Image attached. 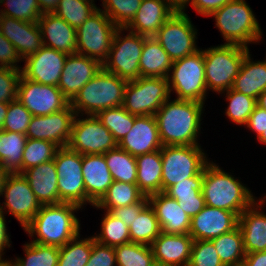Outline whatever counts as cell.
<instances>
[{"instance_id":"6da1fadb","label":"cell","mask_w":266,"mask_h":266,"mask_svg":"<svg viewBox=\"0 0 266 266\" xmlns=\"http://www.w3.org/2000/svg\"><path fill=\"white\" fill-rule=\"evenodd\" d=\"M204 104L170 98L155 114L163 146L199 145Z\"/></svg>"},{"instance_id":"7a4b0ae2","label":"cell","mask_w":266,"mask_h":266,"mask_svg":"<svg viewBox=\"0 0 266 266\" xmlns=\"http://www.w3.org/2000/svg\"><path fill=\"white\" fill-rule=\"evenodd\" d=\"M81 207L73 203L42 205L32 221L24 228L41 245L62 247L80 233L76 211Z\"/></svg>"},{"instance_id":"3957f363","label":"cell","mask_w":266,"mask_h":266,"mask_svg":"<svg viewBox=\"0 0 266 266\" xmlns=\"http://www.w3.org/2000/svg\"><path fill=\"white\" fill-rule=\"evenodd\" d=\"M202 194L205 205L229 210L238 216L256 201L240 180L222 170L213 161L204 167Z\"/></svg>"},{"instance_id":"277c9868","label":"cell","mask_w":266,"mask_h":266,"mask_svg":"<svg viewBox=\"0 0 266 266\" xmlns=\"http://www.w3.org/2000/svg\"><path fill=\"white\" fill-rule=\"evenodd\" d=\"M127 83L102 67L70 101V106L80 116L96 115L101 110L121 106Z\"/></svg>"},{"instance_id":"5b68a950","label":"cell","mask_w":266,"mask_h":266,"mask_svg":"<svg viewBox=\"0 0 266 266\" xmlns=\"http://www.w3.org/2000/svg\"><path fill=\"white\" fill-rule=\"evenodd\" d=\"M210 16L215 18V27L226 44L248 47L249 43H259L262 39L260 24L245 0H232Z\"/></svg>"},{"instance_id":"8992f818","label":"cell","mask_w":266,"mask_h":266,"mask_svg":"<svg viewBox=\"0 0 266 266\" xmlns=\"http://www.w3.org/2000/svg\"><path fill=\"white\" fill-rule=\"evenodd\" d=\"M248 52V47L226 43L203 50L207 90L225 93L232 88Z\"/></svg>"},{"instance_id":"52a82bcc","label":"cell","mask_w":266,"mask_h":266,"mask_svg":"<svg viewBox=\"0 0 266 266\" xmlns=\"http://www.w3.org/2000/svg\"><path fill=\"white\" fill-rule=\"evenodd\" d=\"M167 80L170 94L174 90L176 99L205 104L207 85L203 50L173 61Z\"/></svg>"},{"instance_id":"ba28073f","label":"cell","mask_w":266,"mask_h":266,"mask_svg":"<svg viewBox=\"0 0 266 266\" xmlns=\"http://www.w3.org/2000/svg\"><path fill=\"white\" fill-rule=\"evenodd\" d=\"M162 192L198 175L209 162L200 145L162 146Z\"/></svg>"},{"instance_id":"9c48e42d","label":"cell","mask_w":266,"mask_h":266,"mask_svg":"<svg viewBox=\"0 0 266 266\" xmlns=\"http://www.w3.org/2000/svg\"><path fill=\"white\" fill-rule=\"evenodd\" d=\"M124 30L118 28L115 31L108 58L102 66L119 78L132 81L140 77L139 60L147 36L129 31L122 37Z\"/></svg>"},{"instance_id":"30bf717a","label":"cell","mask_w":266,"mask_h":266,"mask_svg":"<svg viewBox=\"0 0 266 266\" xmlns=\"http://www.w3.org/2000/svg\"><path fill=\"white\" fill-rule=\"evenodd\" d=\"M169 98L167 78L139 77L128 81L122 106L136 116L155 115Z\"/></svg>"},{"instance_id":"8fae6325","label":"cell","mask_w":266,"mask_h":266,"mask_svg":"<svg viewBox=\"0 0 266 266\" xmlns=\"http://www.w3.org/2000/svg\"><path fill=\"white\" fill-rule=\"evenodd\" d=\"M117 29L110 18L98 8L76 29V53L103 64L108 58L112 39Z\"/></svg>"},{"instance_id":"7c38bea8","label":"cell","mask_w":266,"mask_h":266,"mask_svg":"<svg viewBox=\"0 0 266 266\" xmlns=\"http://www.w3.org/2000/svg\"><path fill=\"white\" fill-rule=\"evenodd\" d=\"M58 175L59 201L73 203L83 209L86 191L82 174V154L68 146L59 147L54 157Z\"/></svg>"},{"instance_id":"4fadbf2b","label":"cell","mask_w":266,"mask_h":266,"mask_svg":"<svg viewBox=\"0 0 266 266\" xmlns=\"http://www.w3.org/2000/svg\"><path fill=\"white\" fill-rule=\"evenodd\" d=\"M184 11H175L153 36L173 61L197 52V29Z\"/></svg>"},{"instance_id":"5bb4252c","label":"cell","mask_w":266,"mask_h":266,"mask_svg":"<svg viewBox=\"0 0 266 266\" xmlns=\"http://www.w3.org/2000/svg\"><path fill=\"white\" fill-rule=\"evenodd\" d=\"M76 114L68 147L82 155L104 154L118 146L112 133L100 122L96 115L86 118Z\"/></svg>"},{"instance_id":"9a60e30c","label":"cell","mask_w":266,"mask_h":266,"mask_svg":"<svg viewBox=\"0 0 266 266\" xmlns=\"http://www.w3.org/2000/svg\"><path fill=\"white\" fill-rule=\"evenodd\" d=\"M5 201L0 203V209L11 213L23 229L32 221L42 206L30 188L28 180L20 173H9L1 192ZM4 207V208H3Z\"/></svg>"},{"instance_id":"2e32d148","label":"cell","mask_w":266,"mask_h":266,"mask_svg":"<svg viewBox=\"0 0 266 266\" xmlns=\"http://www.w3.org/2000/svg\"><path fill=\"white\" fill-rule=\"evenodd\" d=\"M17 100L33 116L49 115L65 109L70 104L57 86L41 84L26 79L23 75L18 84Z\"/></svg>"},{"instance_id":"e0dca14e","label":"cell","mask_w":266,"mask_h":266,"mask_svg":"<svg viewBox=\"0 0 266 266\" xmlns=\"http://www.w3.org/2000/svg\"><path fill=\"white\" fill-rule=\"evenodd\" d=\"M76 116L70 104L63 110L45 116H33L26 132L27 138L47 140L58 147H66L71 138Z\"/></svg>"},{"instance_id":"ac0fdd59","label":"cell","mask_w":266,"mask_h":266,"mask_svg":"<svg viewBox=\"0 0 266 266\" xmlns=\"http://www.w3.org/2000/svg\"><path fill=\"white\" fill-rule=\"evenodd\" d=\"M68 54L43 46L37 53L27 56L22 75L29 80L58 86Z\"/></svg>"},{"instance_id":"d6986e66","label":"cell","mask_w":266,"mask_h":266,"mask_svg":"<svg viewBox=\"0 0 266 266\" xmlns=\"http://www.w3.org/2000/svg\"><path fill=\"white\" fill-rule=\"evenodd\" d=\"M238 218L235 212L205 205L191 218L189 235L193 240H212L235 229Z\"/></svg>"},{"instance_id":"ffe728a7","label":"cell","mask_w":266,"mask_h":266,"mask_svg":"<svg viewBox=\"0 0 266 266\" xmlns=\"http://www.w3.org/2000/svg\"><path fill=\"white\" fill-rule=\"evenodd\" d=\"M102 67L99 61L85 55L78 53L69 54L57 87L71 101Z\"/></svg>"},{"instance_id":"44dd1931","label":"cell","mask_w":266,"mask_h":266,"mask_svg":"<svg viewBox=\"0 0 266 266\" xmlns=\"http://www.w3.org/2000/svg\"><path fill=\"white\" fill-rule=\"evenodd\" d=\"M0 31L14 45L23 61L44 46L38 22H25L0 15Z\"/></svg>"},{"instance_id":"7402d4cb","label":"cell","mask_w":266,"mask_h":266,"mask_svg":"<svg viewBox=\"0 0 266 266\" xmlns=\"http://www.w3.org/2000/svg\"><path fill=\"white\" fill-rule=\"evenodd\" d=\"M118 146L137 157L162 148L155 115L136 116L132 129Z\"/></svg>"},{"instance_id":"603a6c76","label":"cell","mask_w":266,"mask_h":266,"mask_svg":"<svg viewBox=\"0 0 266 266\" xmlns=\"http://www.w3.org/2000/svg\"><path fill=\"white\" fill-rule=\"evenodd\" d=\"M82 174L86 203L94 206L106 194L113 182L104 154L82 155Z\"/></svg>"},{"instance_id":"cb8c5ba5","label":"cell","mask_w":266,"mask_h":266,"mask_svg":"<svg viewBox=\"0 0 266 266\" xmlns=\"http://www.w3.org/2000/svg\"><path fill=\"white\" fill-rule=\"evenodd\" d=\"M159 221L161 231L168 234H189L191 217L179 206L177 200L164 192L148 197Z\"/></svg>"},{"instance_id":"d4e9b609","label":"cell","mask_w":266,"mask_h":266,"mask_svg":"<svg viewBox=\"0 0 266 266\" xmlns=\"http://www.w3.org/2000/svg\"><path fill=\"white\" fill-rule=\"evenodd\" d=\"M265 201L266 195L239 215L238 227L246 253L266 251V215L260 211Z\"/></svg>"},{"instance_id":"484cf974","label":"cell","mask_w":266,"mask_h":266,"mask_svg":"<svg viewBox=\"0 0 266 266\" xmlns=\"http://www.w3.org/2000/svg\"><path fill=\"white\" fill-rule=\"evenodd\" d=\"M193 242L189 234L161 232L151 245L154 260L169 266H188Z\"/></svg>"},{"instance_id":"4316f807","label":"cell","mask_w":266,"mask_h":266,"mask_svg":"<svg viewBox=\"0 0 266 266\" xmlns=\"http://www.w3.org/2000/svg\"><path fill=\"white\" fill-rule=\"evenodd\" d=\"M38 24L45 47L68 55L76 53V29L71 27L63 18L54 13H45L39 18Z\"/></svg>"},{"instance_id":"83f0119b","label":"cell","mask_w":266,"mask_h":266,"mask_svg":"<svg viewBox=\"0 0 266 266\" xmlns=\"http://www.w3.org/2000/svg\"><path fill=\"white\" fill-rule=\"evenodd\" d=\"M175 11L166 0H142L135 17L125 30L152 37Z\"/></svg>"},{"instance_id":"f1b7e54d","label":"cell","mask_w":266,"mask_h":266,"mask_svg":"<svg viewBox=\"0 0 266 266\" xmlns=\"http://www.w3.org/2000/svg\"><path fill=\"white\" fill-rule=\"evenodd\" d=\"M23 176L28 180L41 205L60 204L58 191V175L54 160L25 170Z\"/></svg>"},{"instance_id":"f546056e","label":"cell","mask_w":266,"mask_h":266,"mask_svg":"<svg viewBox=\"0 0 266 266\" xmlns=\"http://www.w3.org/2000/svg\"><path fill=\"white\" fill-rule=\"evenodd\" d=\"M231 89L257 100L260 94L266 90V59L254 62L248 52Z\"/></svg>"},{"instance_id":"4dcf8cb0","label":"cell","mask_w":266,"mask_h":266,"mask_svg":"<svg viewBox=\"0 0 266 266\" xmlns=\"http://www.w3.org/2000/svg\"><path fill=\"white\" fill-rule=\"evenodd\" d=\"M137 183L139 190L147 197L162 192V157L156 150L136 157Z\"/></svg>"},{"instance_id":"1f68e13d","label":"cell","mask_w":266,"mask_h":266,"mask_svg":"<svg viewBox=\"0 0 266 266\" xmlns=\"http://www.w3.org/2000/svg\"><path fill=\"white\" fill-rule=\"evenodd\" d=\"M172 60L160 43L152 36L146 37L139 60L140 77L167 78Z\"/></svg>"},{"instance_id":"d6a6232c","label":"cell","mask_w":266,"mask_h":266,"mask_svg":"<svg viewBox=\"0 0 266 266\" xmlns=\"http://www.w3.org/2000/svg\"><path fill=\"white\" fill-rule=\"evenodd\" d=\"M25 134L0 130V165L8 173L22 174Z\"/></svg>"},{"instance_id":"836d02e7","label":"cell","mask_w":266,"mask_h":266,"mask_svg":"<svg viewBox=\"0 0 266 266\" xmlns=\"http://www.w3.org/2000/svg\"><path fill=\"white\" fill-rule=\"evenodd\" d=\"M113 181L137 183L136 157L119 146L104 153Z\"/></svg>"},{"instance_id":"e575fe53","label":"cell","mask_w":266,"mask_h":266,"mask_svg":"<svg viewBox=\"0 0 266 266\" xmlns=\"http://www.w3.org/2000/svg\"><path fill=\"white\" fill-rule=\"evenodd\" d=\"M145 195L136 184L113 181L102 199L94 205L98 209H111L125 207L140 202Z\"/></svg>"},{"instance_id":"d590c367","label":"cell","mask_w":266,"mask_h":266,"mask_svg":"<svg viewBox=\"0 0 266 266\" xmlns=\"http://www.w3.org/2000/svg\"><path fill=\"white\" fill-rule=\"evenodd\" d=\"M161 232L159 221L149 203L135 216L129 226L131 242L149 246Z\"/></svg>"},{"instance_id":"8d00e7d4","label":"cell","mask_w":266,"mask_h":266,"mask_svg":"<svg viewBox=\"0 0 266 266\" xmlns=\"http://www.w3.org/2000/svg\"><path fill=\"white\" fill-rule=\"evenodd\" d=\"M211 241L224 265L242 262L246 256L242 233L238 226Z\"/></svg>"},{"instance_id":"74e56055","label":"cell","mask_w":266,"mask_h":266,"mask_svg":"<svg viewBox=\"0 0 266 266\" xmlns=\"http://www.w3.org/2000/svg\"><path fill=\"white\" fill-rule=\"evenodd\" d=\"M96 117L119 143L132 129L136 115L130 114L121 105L101 110L96 114Z\"/></svg>"},{"instance_id":"f35d334b","label":"cell","mask_w":266,"mask_h":266,"mask_svg":"<svg viewBox=\"0 0 266 266\" xmlns=\"http://www.w3.org/2000/svg\"><path fill=\"white\" fill-rule=\"evenodd\" d=\"M101 222V233L96 234L94 240L102 245L115 247L131 242L129 227L120 219L105 211Z\"/></svg>"},{"instance_id":"ab89813d","label":"cell","mask_w":266,"mask_h":266,"mask_svg":"<svg viewBox=\"0 0 266 266\" xmlns=\"http://www.w3.org/2000/svg\"><path fill=\"white\" fill-rule=\"evenodd\" d=\"M117 266H151L154 254L151 246L129 242L114 247Z\"/></svg>"},{"instance_id":"60d3db41","label":"cell","mask_w":266,"mask_h":266,"mask_svg":"<svg viewBox=\"0 0 266 266\" xmlns=\"http://www.w3.org/2000/svg\"><path fill=\"white\" fill-rule=\"evenodd\" d=\"M92 252V237L80 238V233L59 247L58 266H85Z\"/></svg>"},{"instance_id":"b9f144b4","label":"cell","mask_w":266,"mask_h":266,"mask_svg":"<svg viewBox=\"0 0 266 266\" xmlns=\"http://www.w3.org/2000/svg\"><path fill=\"white\" fill-rule=\"evenodd\" d=\"M25 259L16 257V266H58L59 247L35 242L24 244Z\"/></svg>"},{"instance_id":"7bdbcfd3","label":"cell","mask_w":266,"mask_h":266,"mask_svg":"<svg viewBox=\"0 0 266 266\" xmlns=\"http://www.w3.org/2000/svg\"><path fill=\"white\" fill-rule=\"evenodd\" d=\"M97 9L98 7L88 0H60L54 14L77 29Z\"/></svg>"},{"instance_id":"ee69618b","label":"cell","mask_w":266,"mask_h":266,"mask_svg":"<svg viewBox=\"0 0 266 266\" xmlns=\"http://www.w3.org/2000/svg\"><path fill=\"white\" fill-rule=\"evenodd\" d=\"M58 146L47 140L27 138L23 151L22 173L34 166L54 160Z\"/></svg>"},{"instance_id":"f6af8a7d","label":"cell","mask_w":266,"mask_h":266,"mask_svg":"<svg viewBox=\"0 0 266 266\" xmlns=\"http://www.w3.org/2000/svg\"><path fill=\"white\" fill-rule=\"evenodd\" d=\"M101 9L117 28H126L138 11L142 0H102Z\"/></svg>"},{"instance_id":"bcb514c9","label":"cell","mask_w":266,"mask_h":266,"mask_svg":"<svg viewBox=\"0 0 266 266\" xmlns=\"http://www.w3.org/2000/svg\"><path fill=\"white\" fill-rule=\"evenodd\" d=\"M225 92L229 103L225 110L226 116L237 125H245L257 105V100L231 88Z\"/></svg>"},{"instance_id":"7dc6e473","label":"cell","mask_w":266,"mask_h":266,"mask_svg":"<svg viewBox=\"0 0 266 266\" xmlns=\"http://www.w3.org/2000/svg\"><path fill=\"white\" fill-rule=\"evenodd\" d=\"M2 4L7 6H5L6 9L0 10V15L3 16L25 22H38L42 16L37 0H2Z\"/></svg>"},{"instance_id":"c3c4849f","label":"cell","mask_w":266,"mask_h":266,"mask_svg":"<svg viewBox=\"0 0 266 266\" xmlns=\"http://www.w3.org/2000/svg\"><path fill=\"white\" fill-rule=\"evenodd\" d=\"M33 115L17 99L9 102L2 130L25 134Z\"/></svg>"},{"instance_id":"681fc988","label":"cell","mask_w":266,"mask_h":266,"mask_svg":"<svg viewBox=\"0 0 266 266\" xmlns=\"http://www.w3.org/2000/svg\"><path fill=\"white\" fill-rule=\"evenodd\" d=\"M188 266H225L211 240H194Z\"/></svg>"},{"instance_id":"f907efd6","label":"cell","mask_w":266,"mask_h":266,"mask_svg":"<svg viewBox=\"0 0 266 266\" xmlns=\"http://www.w3.org/2000/svg\"><path fill=\"white\" fill-rule=\"evenodd\" d=\"M21 70L0 67V102H12L17 99Z\"/></svg>"},{"instance_id":"816d5d0a","label":"cell","mask_w":266,"mask_h":266,"mask_svg":"<svg viewBox=\"0 0 266 266\" xmlns=\"http://www.w3.org/2000/svg\"><path fill=\"white\" fill-rule=\"evenodd\" d=\"M203 179L204 169L198 175L188 178V181H182L172 185L164 193L172 199L187 196H203Z\"/></svg>"},{"instance_id":"f5cc1de1","label":"cell","mask_w":266,"mask_h":266,"mask_svg":"<svg viewBox=\"0 0 266 266\" xmlns=\"http://www.w3.org/2000/svg\"><path fill=\"white\" fill-rule=\"evenodd\" d=\"M85 266H117L114 247L102 245L92 236V252Z\"/></svg>"},{"instance_id":"db71d44e","label":"cell","mask_w":266,"mask_h":266,"mask_svg":"<svg viewBox=\"0 0 266 266\" xmlns=\"http://www.w3.org/2000/svg\"><path fill=\"white\" fill-rule=\"evenodd\" d=\"M21 60L22 58L17 53L14 45L9 42L0 31V67L14 68L22 71V68L17 66L18 62Z\"/></svg>"},{"instance_id":"11a10c76","label":"cell","mask_w":266,"mask_h":266,"mask_svg":"<svg viewBox=\"0 0 266 266\" xmlns=\"http://www.w3.org/2000/svg\"><path fill=\"white\" fill-rule=\"evenodd\" d=\"M148 204V197L145 196L140 202L136 204L127 205L125 207H118L111 209L109 213L115 218L120 219L129 227L135 216Z\"/></svg>"},{"instance_id":"9f6ffc18","label":"cell","mask_w":266,"mask_h":266,"mask_svg":"<svg viewBox=\"0 0 266 266\" xmlns=\"http://www.w3.org/2000/svg\"><path fill=\"white\" fill-rule=\"evenodd\" d=\"M245 126L258 138L266 130V110L256 105Z\"/></svg>"},{"instance_id":"6f0895ef","label":"cell","mask_w":266,"mask_h":266,"mask_svg":"<svg viewBox=\"0 0 266 266\" xmlns=\"http://www.w3.org/2000/svg\"><path fill=\"white\" fill-rule=\"evenodd\" d=\"M177 200L179 206L192 218L205 207L203 196H187L173 198Z\"/></svg>"},{"instance_id":"680465c9","label":"cell","mask_w":266,"mask_h":266,"mask_svg":"<svg viewBox=\"0 0 266 266\" xmlns=\"http://www.w3.org/2000/svg\"><path fill=\"white\" fill-rule=\"evenodd\" d=\"M230 1L232 0H190V4L197 13L209 17Z\"/></svg>"},{"instance_id":"91938a15","label":"cell","mask_w":266,"mask_h":266,"mask_svg":"<svg viewBox=\"0 0 266 266\" xmlns=\"http://www.w3.org/2000/svg\"><path fill=\"white\" fill-rule=\"evenodd\" d=\"M4 214L6 213L0 209V255H4L3 251L5 248L11 247L10 235L7 233V225Z\"/></svg>"},{"instance_id":"94428289","label":"cell","mask_w":266,"mask_h":266,"mask_svg":"<svg viewBox=\"0 0 266 266\" xmlns=\"http://www.w3.org/2000/svg\"><path fill=\"white\" fill-rule=\"evenodd\" d=\"M243 261L246 266H266V251L246 253Z\"/></svg>"},{"instance_id":"6125c7cd","label":"cell","mask_w":266,"mask_h":266,"mask_svg":"<svg viewBox=\"0 0 266 266\" xmlns=\"http://www.w3.org/2000/svg\"><path fill=\"white\" fill-rule=\"evenodd\" d=\"M42 14L54 13L60 0H37Z\"/></svg>"},{"instance_id":"be15d7a7","label":"cell","mask_w":266,"mask_h":266,"mask_svg":"<svg viewBox=\"0 0 266 266\" xmlns=\"http://www.w3.org/2000/svg\"><path fill=\"white\" fill-rule=\"evenodd\" d=\"M175 10L185 11L187 4L190 0H166Z\"/></svg>"},{"instance_id":"e7e4bbea","label":"cell","mask_w":266,"mask_h":266,"mask_svg":"<svg viewBox=\"0 0 266 266\" xmlns=\"http://www.w3.org/2000/svg\"><path fill=\"white\" fill-rule=\"evenodd\" d=\"M9 103L0 102V130H2V126L7 115Z\"/></svg>"},{"instance_id":"03108f58","label":"cell","mask_w":266,"mask_h":266,"mask_svg":"<svg viewBox=\"0 0 266 266\" xmlns=\"http://www.w3.org/2000/svg\"><path fill=\"white\" fill-rule=\"evenodd\" d=\"M9 173L1 167L0 165V197H1V192L4 186L5 179Z\"/></svg>"},{"instance_id":"003e7915","label":"cell","mask_w":266,"mask_h":266,"mask_svg":"<svg viewBox=\"0 0 266 266\" xmlns=\"http://www.w3.org/2000/svg\"><path fill=\"white\" fill-rule=\"evenodd\" d=\"M257 105L266 110V90L257 99Z\"/></svg>"},{"instance_id":"a7ac6f4b","label":"cell","mask_w":266,"mask_h":266,"mask_svg":"<svg viewBox=\"0 0 266 266\" xmlns=\"http://www.w3.org/2000/svg\"><path fill=\"white\" fill-rule=\"evenodd\" d=\"M0 266H16L15 261H9L5 260L4 258L2 259V255H0Z\"/></svg>"},{"instance_id":"89a4df30","label":"cell","mask_w":266,"mask_h":266,"mask_svg":"<svg viewBox=\"0 0 266 266\" xmlns=\"http://www.w3.org/2000/svg\"><path fill=\"white\" fill-rule=\"evenodd\" d=\"M257 139L262 144H266V130Z\"/></svg>"},{"instance_id":"2644e50d","label":"cell","mask_w":266,"mask_h":266,"mask_svg":"<svg viewBox=\"0 0 266 266\" xmlns=\"http://www.w3.org/2000/svg\"><path fill=\"white\" fill-rule=\"evenodd\" d=\"M225 266H246L244 261L239 262V263H235V264H229V265H225Z\"/></svg>"},{"instance_id":"8c879c8a","label":"cell","mask_w":266,"mask_h":266,"mask_svg":"<svg viewBox=\"0 0 266 266\" xmlns=\"http://www.w3.org/2000/svg\"><path fill=\"white\" fill-rule=\"evenodd\" d=\"M151 266H169V265H165V264H162V263L155 261Z\"/></svg>"}]
</instances>
